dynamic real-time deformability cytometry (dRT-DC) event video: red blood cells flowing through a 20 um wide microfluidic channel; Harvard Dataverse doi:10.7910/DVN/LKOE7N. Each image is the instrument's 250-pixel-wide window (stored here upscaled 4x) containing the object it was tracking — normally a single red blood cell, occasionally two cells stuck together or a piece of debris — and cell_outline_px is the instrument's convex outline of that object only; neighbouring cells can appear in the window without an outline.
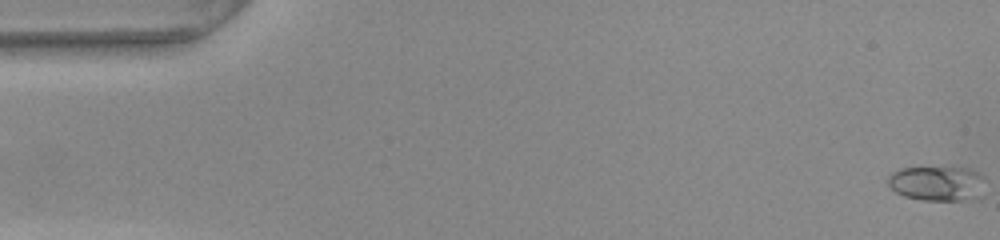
{"species": "common noctule bat (a hibernating species)", "species_latin": "Nyctalus noctula", "temperature_condition": "warm", "stored_images_in_passage": 47, "camera_frame_rate_fps": 3000, "um_per_image_px": 0.085, "animal": {"sex": "female", "body_mass_g": 22.0, "forearm_length_mm": 56.7}, "frame": {"image": 1, "passage_image": 1, "time_ms": 0.0, "image_size_px": [1000, 240], "cell_outline_px": [[984, 176], [968, 196], [960, 200], [924, 200], [904, 196], [896, 192], [888, 184], [888, 176], [892, 172], [900, 168], [968, 168]], "centroid_in_image_um": [79.43, 15.55], "position_along_channel_um": 5.6, "area_um2": 18.38}}
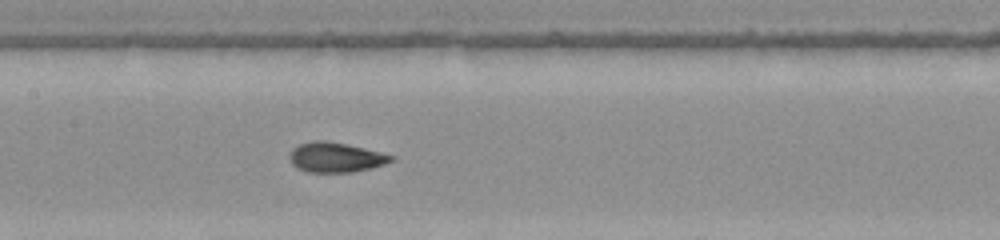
{"frame": {"image": 2, "passage_image": 26, "time_ms": 8.333, "image_size_px": [1000, 240], "cell_outline_px": [[396, 160], [372, 168], [352, 172], [308, 172], [296, 168], [292, 164], [288, 156], [292, 148], [300, 144], [312, 140], [324, 140], [344, 144], [380, 152], [396, 156]], "centroid_in_image_um": [28.52, 13.38], "position_along_channel_um": 178.9, "area_um2": 17.74}}
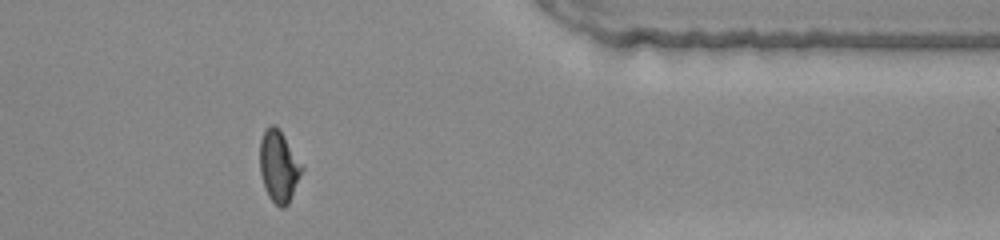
{"frame": {"image": 3, "passage_image": 44, "time_ms": 14.333, "image_size_px": [1000, 240], "cell_outline_px": [[304, 168], [288, 204], [284, 208], [280, 208], [268, 196], [264, 188], [260, 172], [260, 140], [264, 132], [272, 124], [276, 124], [280, 128]], "centroid_in_image_um": [23.69, 14.13], "position_along_channel_um": 387.7, "area_um2": 17.51}, "authors_computed_cell_mechanics": {"area_um2": 17.4556, "velocity_mm_per_s": 3.8337, "shape_relaxation_time_tau1_ms": null, "shape_relaxation_time_tau2_ms": 1.0222, "deformation_change_tau1": null, "deformation_change_tau2": 0.0653}}